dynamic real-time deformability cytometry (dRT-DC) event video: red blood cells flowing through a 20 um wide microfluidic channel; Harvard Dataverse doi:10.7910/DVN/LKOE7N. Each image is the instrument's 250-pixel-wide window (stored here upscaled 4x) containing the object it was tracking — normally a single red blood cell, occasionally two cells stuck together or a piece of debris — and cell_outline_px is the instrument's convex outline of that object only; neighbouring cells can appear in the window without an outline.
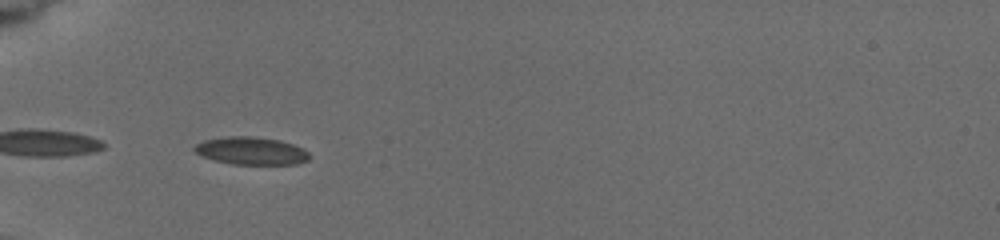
{"species": "common noctule bat (a hibernating species)", "species_latin": "Nyctalus noctula", "temperature_condition": "cold", "stored_images_in_passage": 9, "camera_frame_rate_fps": 3000, "um_per_image_px": 0.085, "animal": {"sex": "female", "body_mass_g": 19.5, "forearm_length_mm": 54.1}, "frame": {"image": 1, "passage_image": 1, "time_ms": 0.0, "image_size_px": [1000, 240], "cell_outline_px": [[308, 160], [296, 164], [232, 164], [216, 160], [204, 156], [196, 152], [192, 148], [196, 144], [204, 140], [228, 136], [256, 136], [280, 140], [304, 148], [308, 152]], "centroid_in_image_um": [21.37, 12.81], "position_along_channel_um": 63.6, "area_um2": 18.44}}
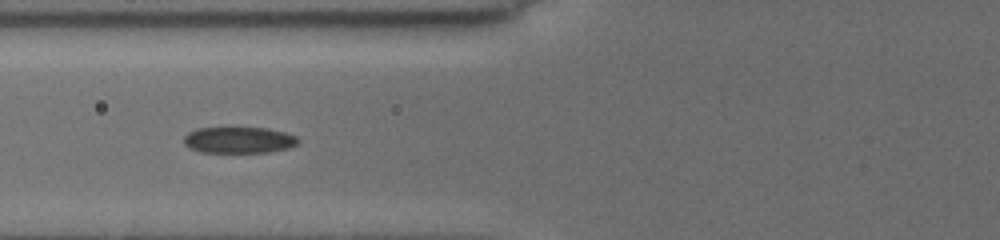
{"frame": {"image": 2, "passage_image": 6, "time_ms": 1.333, "image_size_px": [1000, 240], "cell_outline_px": [[300, 144], [288, 148], [268, 152], [200, 152], [188, 148], [184, 144], [184, 136], [188, 132], [196, 128], [268, 128], [284, 132], [296, 136], [300, 140]], "centroid_in_image_um": [20.31, 11.9], "position_along_channel_um": 105.5, "area_um2": 17.63}}